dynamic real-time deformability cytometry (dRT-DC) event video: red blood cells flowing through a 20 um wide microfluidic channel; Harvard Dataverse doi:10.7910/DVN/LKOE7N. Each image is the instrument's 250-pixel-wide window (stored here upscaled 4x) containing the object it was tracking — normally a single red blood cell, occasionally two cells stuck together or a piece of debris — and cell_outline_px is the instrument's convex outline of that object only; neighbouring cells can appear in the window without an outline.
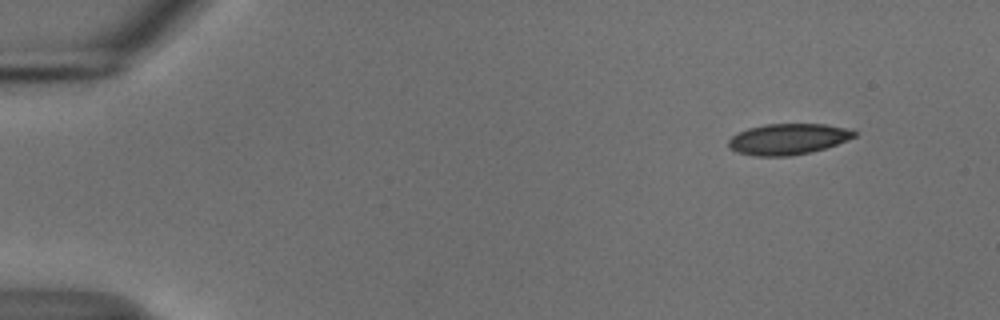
{"species": "common noctule bat (a hibernating species)", "species_latin": "Nyctalus noctula", "temperature_condition": "cold", "stored_images_in_passage": 50, "camera_frame_rate_fps": 3000, "um_per_image_px": 0.085, "animal": {"sex": "male", "body_mass_g": 18.8}, "frame": {"image": 1, "passage_image": 1, "time_ms": 0.0, "image_size_px": [1000, 320], "cell_outline_px": [[856, 136], [848, 140], [812, 152], [788, 156], [756, 156], [736, 152], [728, 148], [728, 140], [732, 136], [748, 128], [764, 124], [824, 124], [844, 128], [856, 132]], "centroid_in_image_um": [66.94, 11.83], "position_along_channel_um": 18.1, "area_um2": 22.6}}
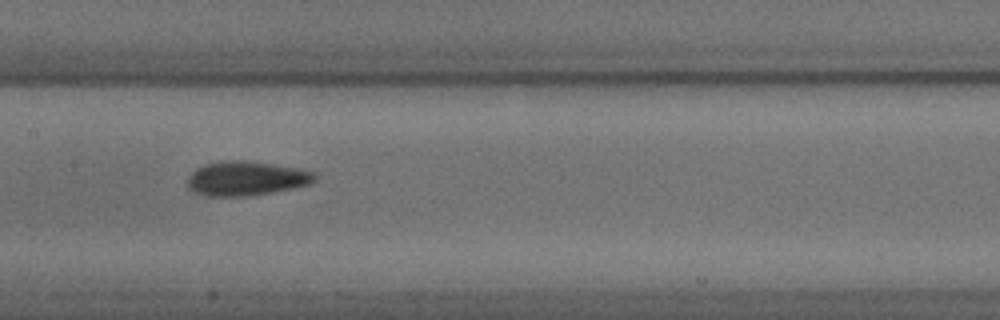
{"frame": {"image": 2, "passage_image": 23, "time_ms": 7.333, "image_size_px": [1000, 320], "cell_outline_px": [[316, 180], [308, 184], [296, 188], [248, 196], [204, 196], [188, 188], [188, 176], [196, 168], [204, 164], [224, 160], [240, 160], [300, 168], [316, 172]], "centroid_in_image_um": [20.93, 15.17], "position_along_channel_um": 186.5, "area_um2": 25.55}}
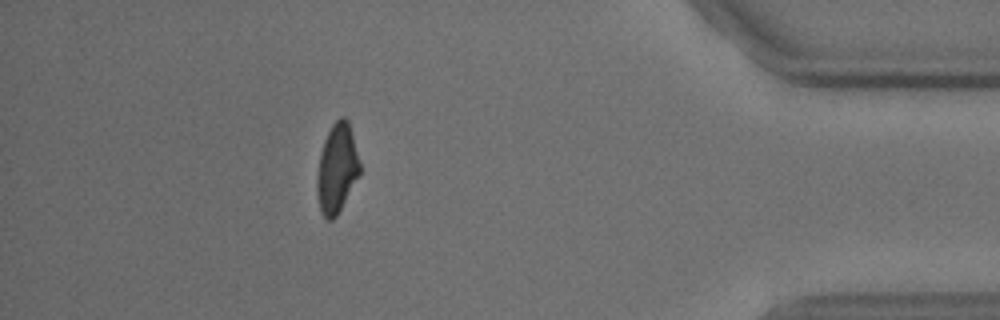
{"frame": {"image": 3, "passage_image": 44, "time_ms": 14.333, "image_size_px": [1000, 320], "cell_outline_px": [[360, 176], [336, 216], [332, 220], [328, 220], [320, 212], [316, 188], [316, 180], [320, 152], [324, 140], [332, 124], [340, 116], [344, 116], [348, 120], [360, 164]], "centroid_in_image_um": [28.63, 14.33], "position_along_channel_um": 406.6, "area_um2": 22.25}, "authors_computed_cell_mechanics": {"area_um2": 23.5246, "velocity_mm_per_s": 3.7476, "shape_relaxation_time_tau1_ms": 3.7454, "shape_relaxation_time_tau2_ms": 6.3259, "deformation_change_tau1": 0.116, "deformation_change_tau2": 0.1265}}